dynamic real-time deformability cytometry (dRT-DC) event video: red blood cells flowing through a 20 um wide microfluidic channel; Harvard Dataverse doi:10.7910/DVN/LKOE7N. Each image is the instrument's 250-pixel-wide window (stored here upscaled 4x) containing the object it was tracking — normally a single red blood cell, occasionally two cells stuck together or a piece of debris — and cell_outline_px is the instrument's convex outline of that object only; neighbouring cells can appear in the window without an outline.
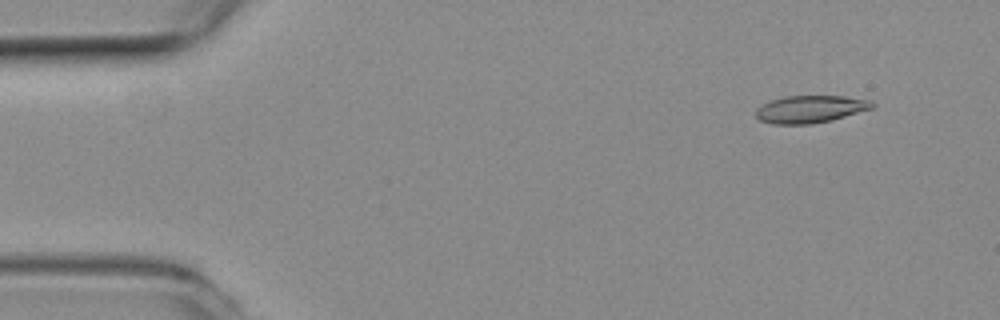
{"species": "common noctule bat (a hibernating species)", "species_latin": "Nyctalus noctula", "temperature_condition": "room temperature", "stored_images_in_passage": 56, "camera_frame_rate_fps": 3000, "um_per_image_px": 0.085, "animal": {"sex": "female", "body_mass_g": 19.3, "forearm_length_mm": 54.1}, "frame": {"image": 1, "passage_image": 5, "time_ms": 1.333, "image_size_px": [1000, 320], "cell_outline_px": [[876, 104], [872, 108], [832, 120], [812, 124], [772, 124], [760, 120], [756, 116], [756, 108], [772, 100], [784, 96], [844, 96], [868, 100]], "centroid_in_image_um": [68.86, 9.28], "position_along_channel_um": 16.1, "area_um2": 18.44}}
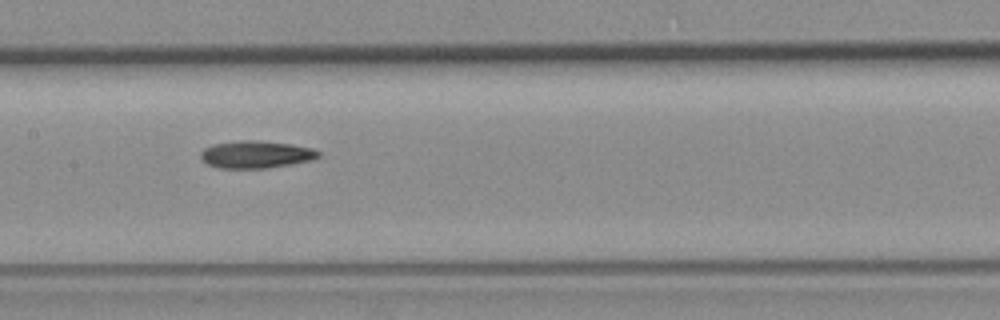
{"frame": {"image": 2, "passage_image": 27, "time_ms": 8.667, "image_size_px": [1000, 320], "cell_outline_px": [[320, 156], [312, 160], [292, 164], [268, 168], [220, 168], [208, 164], [200, 156], [200, 152], [204, 148], [212, 144], [240, 140], [256, 140], [292, 144], [312, 148], [320, 152]], "centroid_in_image_um": [21.77, 13.12], "position_along_channel_um": 185.6, "area_um2": 18.84}}
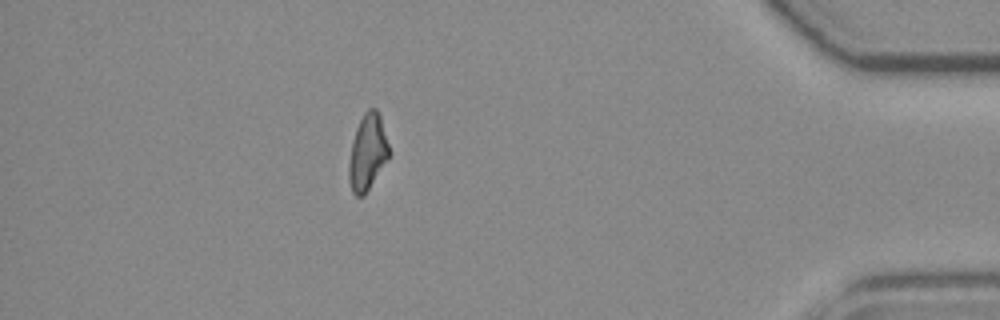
{"frame": {"image": 3, "passage_image": 49, "time_ms": 16.0, "image_size_px": [1000, 320], "cell_outline_px": [[388, 156], [364, 196], [356, 196], [352, 192], [348, 180], [348, 164], [352, 144], [356, 128], [364, 112], [368, 108], [376, 108], [380, 116], [388, 144]], "centroid_in_image_um": [31.2, 12.94], "position_along_channel_um": 404.0, "area_um2": 17.34}, "authors_computed_cell_mechanics": {"area_um2": 18.4382, "velocity_mm_per_s": 3.681, "shape_relaxation_time_tau1_ms": 10.5085, "shape_relaxation_time_tau2_ms": null, "deformation_change_tau1": 0.223, "deformation_change_tau2": null}}